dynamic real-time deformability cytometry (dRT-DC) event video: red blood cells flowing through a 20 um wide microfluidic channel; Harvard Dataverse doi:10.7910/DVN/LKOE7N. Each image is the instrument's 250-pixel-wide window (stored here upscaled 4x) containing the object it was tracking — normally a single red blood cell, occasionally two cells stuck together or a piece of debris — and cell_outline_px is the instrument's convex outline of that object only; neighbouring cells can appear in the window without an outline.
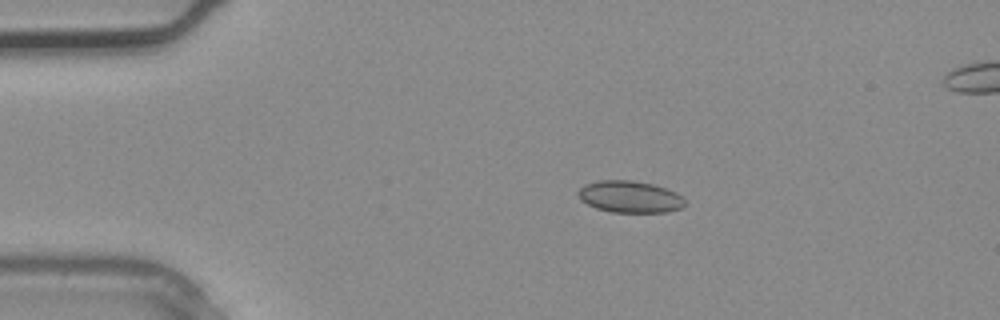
{"species": "common noctule bat (a hibernating species)", "species_latin": "Nyctalus noctula", "temperature_condition": "warm", "stored_images_in_passage": 3, "camera_frame_rate_fps": 3000, "um_per_image_px": 0.085, "animal": {"sex": "male", "body_mass_g": 20.4}, "frame": {"image": 1, "passage_image": 2, "time_ms": 0.333, "image_size_px": [1000, 320], "cell_outline_px": [[684, 204], [680, 208], [668, 212], [612, 212], [596, 208], [580, 200], [576, 192], [584, 184], [596, 180], [632, 180], [652, 184], [676, 192], [684, 200]], "centroid_in_image_um": [53.48, 16.72], "position_along_channel_um": 31.5, "area_um2": 19.77}}
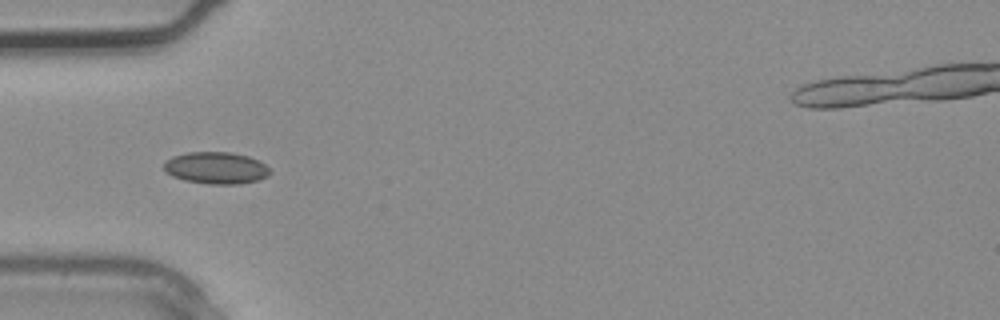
{"frame": {"image": 2, "passage_image": 3, "time_ms": 0.667, "image_size_px": [1000, 320], "cell_outline_px": [[272, 172], [268, 176], [256, 180], [240, 184], [208, 184], [184, 180], [172, 176], [164, 168], [164, 160], [172, 156], [188, 152], [232, 152], [248, 156], [264, 164]], "centroid_in_image_um": [18.35, 14.27], "position_along_channel_um": 66.7, "area_um2": 19.71}}